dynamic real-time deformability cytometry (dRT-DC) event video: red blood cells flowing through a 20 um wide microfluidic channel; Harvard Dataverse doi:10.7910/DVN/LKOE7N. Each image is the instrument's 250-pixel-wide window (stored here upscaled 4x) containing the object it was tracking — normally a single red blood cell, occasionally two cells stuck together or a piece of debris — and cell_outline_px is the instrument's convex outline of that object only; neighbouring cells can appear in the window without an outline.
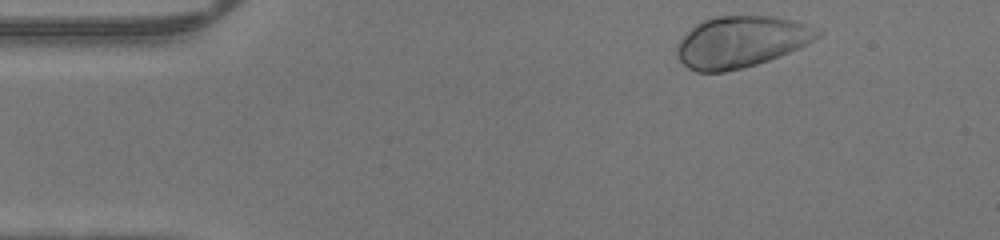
{"species": "human", "species_latin": "Homo sapiens", "temperature_condition": "warm", "stored_images_in_passage": 42, "camera_frame_rate_fps": 3000, "um_per_image_px": 0.085, "donor": {"sex": "male"}, "frame": {"image": 1, "passage_image": 1, "time_ms": 0.0, "image_size_px": [1000, 240], "cell_outline_px": [[824, 32], [820, 36], [800, 48], [768, 60], [756, 64], [724, 72], [696, 72], [688, 68], [680, 60], [676, 52], [676, 44], [696, 24], [704, 20], [716, 16], [772, 16], [812, 24]], "centroid_in_image_um": [63.03, 3.54], "position_along_channel_um": 22.0, "area_um2": 42.14}}
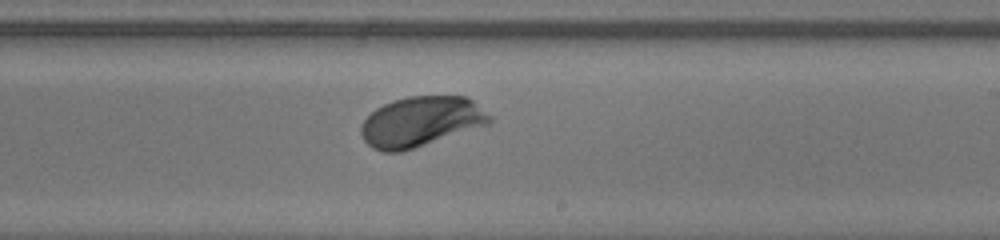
{"frame": {"image": 2, "passage_image": 23, "time_ms": 7.333, "image_size_px": [1000, 240], "cell_outline_px": [[492, 120], [488, 124], [400, 152], [384, 152], [372, 148], [364, 140], [360, 132], [360, 128], [364, 120], [376, 108], [392, 100], [408, 96], [464, 96], [472, 100], [492, 116]], "centroid_in_image_um": [35.75, 10.32], "position_along_channel_um": 253.2, "area_um2": 37.17}}
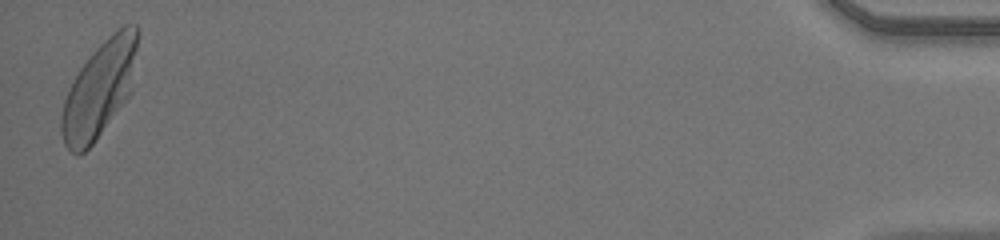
{"frame": {"image": 3, "passage_image": 42, "time_ms": 13.667, "image_size_px": [1000, 240], "cell_outline_px": [[140, 32], [132, 92], [96, 140], [80, 156], [76, 156], [64, 144], [60, 128], [60, 116], [64, 100], [80, 68], [88, 56], [112, 32], [124, 24], [136, 24], [140, 28]], "centroid_in_image_um": [8.49, 7.56], "position_along_channel_um": 426.7, "area_um2": 43.0}}